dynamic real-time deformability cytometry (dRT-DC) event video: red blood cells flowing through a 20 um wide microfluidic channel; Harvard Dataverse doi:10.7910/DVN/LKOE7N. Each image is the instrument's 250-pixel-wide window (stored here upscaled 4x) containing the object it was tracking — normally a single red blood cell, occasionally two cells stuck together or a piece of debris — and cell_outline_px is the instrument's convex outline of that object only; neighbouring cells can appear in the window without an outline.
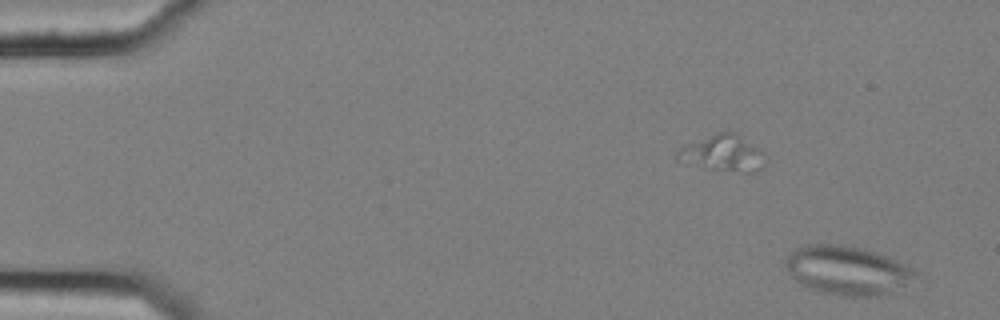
{"species": "common noctule bat (a hibernating species)", "species_latin": "Nyctalus noctula", "temperature_condition": "cold", "stored_images_in_passage": 3, "segment_of_instrument_passage": [2, 2], "camera_frame_rate_fps": 3000, "um_per_image_px": 0.085, "animal": {"sex": "female", "body_mass_g": 25.1}, "frame": {"image": 1, "passage_image": 3, "time_ms": 0.667, "image_size_px": [1000, 320], "cell_outline_px": [[920, 276], [888, 292], [876, 296], [840, 296], [820, 292], [800, 284], [792, 276], [784, 264], [784, 260], [796, 248], [808, 244], [840, 244], [864, 248], [896, 260], [912, 268]], "centroid_in_image_um": [71.98, 22.97], "position_along_channel_um": 13.0, "area_um2": 36.65}}